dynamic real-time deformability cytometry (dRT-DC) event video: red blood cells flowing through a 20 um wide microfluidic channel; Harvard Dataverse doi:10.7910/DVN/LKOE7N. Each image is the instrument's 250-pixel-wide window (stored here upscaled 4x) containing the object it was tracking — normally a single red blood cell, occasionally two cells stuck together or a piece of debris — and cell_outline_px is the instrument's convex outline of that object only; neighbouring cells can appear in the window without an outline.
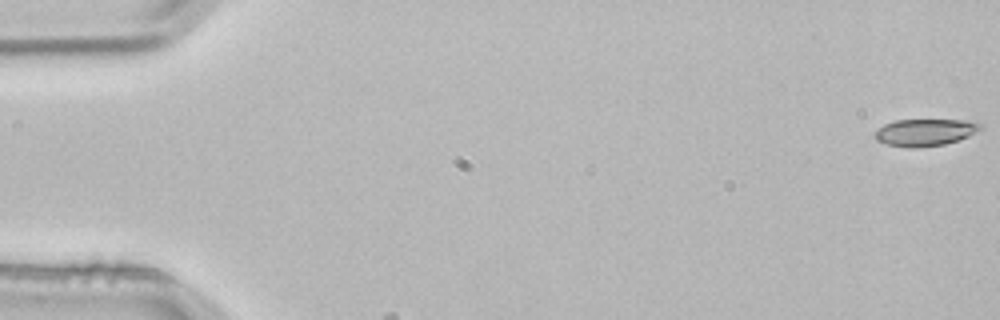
{"species": "common noctule bat (a hibernating species)", "species_latin": "Nyctalus noctula", "temperature_condition": "room temperature", "stored_images_in_passage": 34, "camera_frame_rate_fps": 3000, "um_per_image_px": 0.085, "animal": {"sex": "male", "body_mass_g": 21.5, "forearm_length_mm": 52.0}, "frame": {"image": 1, "passage_image": 1, "time_ms": 0.0, "image_size_px": [1000, 320], "cell_outline_px": [[984, 128], [968, 136], [944, 144], [916, 148], [908, 148], [888, 144], [876, 140], [872, 136], [876, 128], [884, 124], [896, 120], [968, 120], [984, 124]], "centroid_in_image_um": [78.61, 11.24], "position_along_channel_um": 6.4, "area_um2": 16.82}}